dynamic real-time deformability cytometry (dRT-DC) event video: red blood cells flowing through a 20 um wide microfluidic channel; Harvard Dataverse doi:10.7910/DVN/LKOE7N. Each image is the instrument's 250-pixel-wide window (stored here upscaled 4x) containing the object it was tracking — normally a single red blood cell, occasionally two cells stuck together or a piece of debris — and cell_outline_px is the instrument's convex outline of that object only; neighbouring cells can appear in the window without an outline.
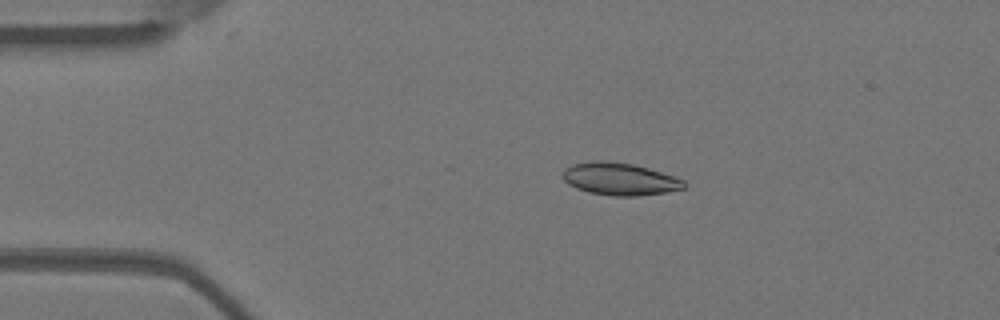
{"species": "Egyptian fruit bat (a non-hibernating species)", "species_latin": "Rousettus aegyptiacus", "temperature_condition": "warm", "stored_images_in_passage": 4, "camera_frame_rate_fps": 3000, "um_per_image_px": 0.085, "animal": {"sex": "female"}, "frame": {"image": 1, "passage_image": 1, "time_ms": 0.0, "image_size_px": [1000, 320], "cell_outline_px": [[684, 188], [664, 192], [640, 196], [612, 196], [588, 192], [576, 188], [568, 184], [560, 176], [564, 168], [572, 164], [592, 160], [604, 160], [632, 164], [648, 168], [684, 180]], "centroid_in_image_um": [52.59, 15.21], "position_along_channel_um": 32.4, "area_um2": 22.95}}
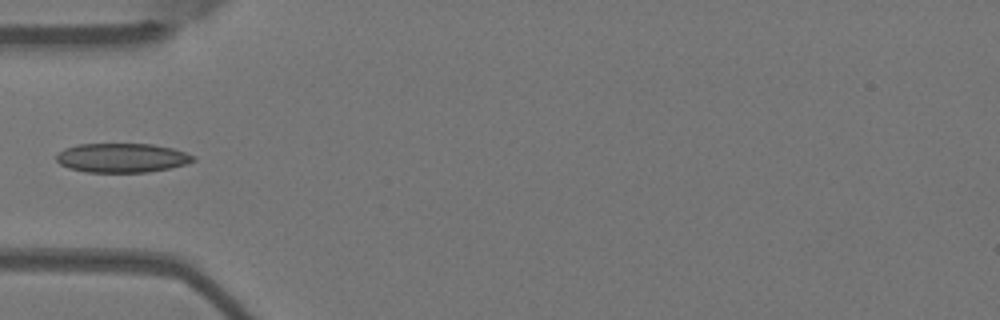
{"frame": {"image": 2, "passage_image": 3, "time_ms": 0.667, "image_size_px": [1000, 320], "cell_outline_px": [[196, 160], [184, 164], [168, 168], [148, 172], [84, 172], [68, 168], [60, 164], [56, 160], [56, 156], [64, 148], [76, 144], [152, 144], [172, 148], [196, 156]], "centroid_in_image_um": [10.34, 13.41], "position_along_channel_um": 74.7, "area_um2": 23.29}}
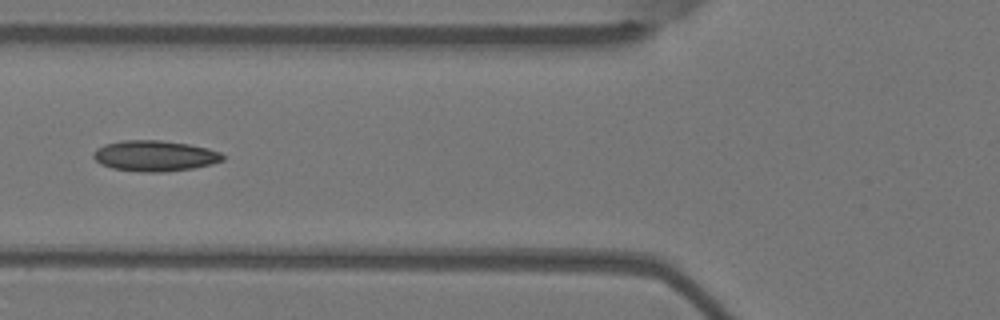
{"frame": {"image": 3, "passage_image": 4, "time_ms": 1.0, "image_size_px": [1000, 320], "cell_outline_px": [[224, 160], [212, 164], [192, 168], [164, 172], [140, 172], [112, 168], [100, 164], [92, 156], [92, 152], [96, 148], [104, 144], [124, 140], [160, 140], [188, 144], [208, 148], [220, 152], [224, 156]], "centroid_in_image_um": [13.13, 13.25], "position_along_channel_um": 112.7, "area_um2": 23.29}}